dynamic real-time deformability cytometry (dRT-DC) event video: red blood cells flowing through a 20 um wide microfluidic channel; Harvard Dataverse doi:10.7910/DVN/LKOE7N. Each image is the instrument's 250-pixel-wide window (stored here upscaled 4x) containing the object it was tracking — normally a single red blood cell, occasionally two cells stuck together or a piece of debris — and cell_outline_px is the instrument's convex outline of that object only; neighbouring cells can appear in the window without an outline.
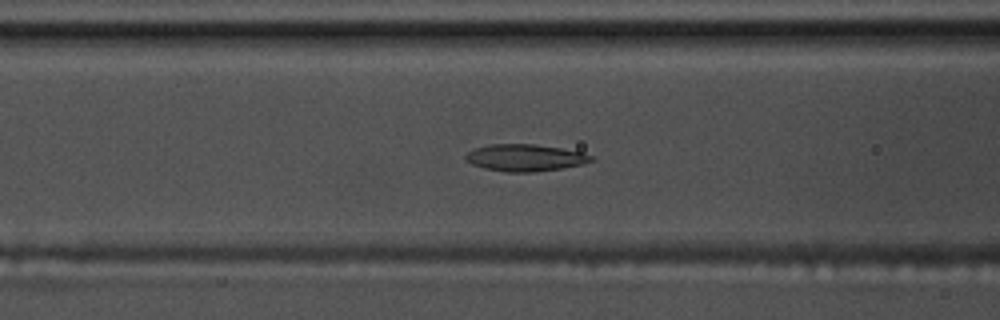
{"species": "common noctule bat (a hibernating species)", "species_latin": "Nyctalus noctula", "temperature_condition": "warm", "stored_images_in_passage": 58, "camera_frame_rate_fps": 3000, "um_per_image_px": 0.085, "animal": {"sex": "male", "body_mass_g": 17.5, "forearm_length_mm": 52.3}, "frame": {"image": 1, "passage_image": 24, "time_ms": 7.667, "image_size_px": [1000, 320], "cell_outline_px": [[596, 160], [584, 164], [560, 168], [532, 172], [508, 172], [484, 168], [472, 164], [464, 160], [464, 156], [468, 152], [476, 148], [488, 144], [536, 144], [584, 152], [596, 156]], "centroid_in_image_um": [44.68, 13.4], "position_along_channel_um": 121.9, "area_um2": 19.88}}
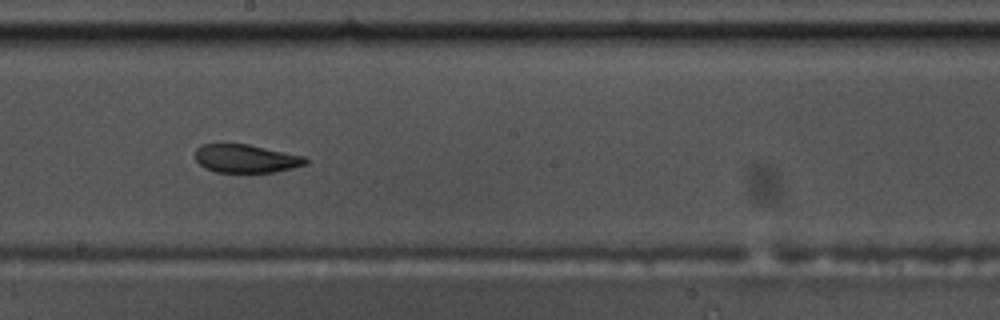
{"frame": {"image": 2, "passage_image": 33, "time_ms": 10.667, "image_size_px": [1000, 320], "cell_outline_px": [[308, 164], [292, 168], [272, 172], [216, 172], [204, 168], [196, 160], [196, 148], [200, 144], [248, 144], [304, 156], [308, 160]], "centroid_in_image_um": [20.9, 13.48], "position_along_channel_um": 227.3, "area_um2": 18.15}}
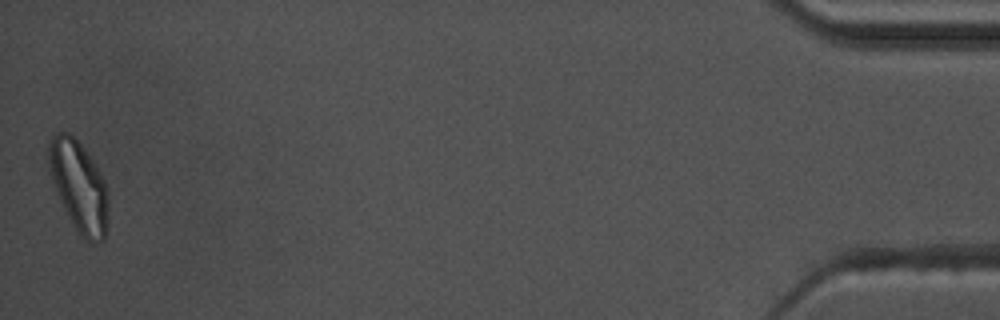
{"frame": {"image": 3, "passage_image": 58, "time_ms": 19.0, "image_size_px": [1000, 320], "cell_outline_px": [[108, 216], [104, 240], [92, 244], [88, 244], [76, 232], [60, 200], [52, 176], [48, 156], [48, 144], [52, 136], [56, 132], [68, 132], [80, 144], [104, 180], [108, 196]], "centroid_in_image_um": [6.72, 15.91], "position_along_channel_um": 428.5, "area_um2": 31.04}, "authors_computed_cell_mechanics": {"area_um2": 20.5479, "velocity_mm_per_s": 3.536, "shape_relaxation_time_tau1_ms": null, "shape_relaxation_time_tau2_ms": 2.8859, "deformation_change_tau1": null, "deformation_change_tau2": 0.0992}}